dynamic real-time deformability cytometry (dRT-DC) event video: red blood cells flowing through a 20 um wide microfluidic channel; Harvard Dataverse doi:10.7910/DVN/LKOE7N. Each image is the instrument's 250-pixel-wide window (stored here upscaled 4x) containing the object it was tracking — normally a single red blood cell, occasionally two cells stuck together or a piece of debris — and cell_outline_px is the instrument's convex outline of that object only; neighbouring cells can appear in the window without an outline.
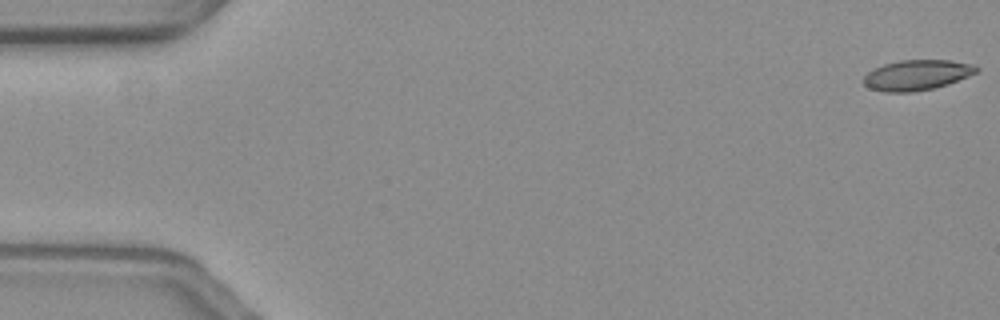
{"species": "common noctule bat (a hibernating species)", "species_latin": "Nyctalus noctula", "temperature_condition": "warm", "stored_images_in_passage": 58, "camera_frame_rate_fps": 3000, "um_per_image_px": 0.085, "animal": {"sex": "female", "body_mass_g": 19.3, "forearm_length_mm": 54.1}, "frame": {"image": 1, "passage_image": 1, "time_ms": 0.0, "image_size_px": [1000, 320], "cell_outline_px": [[980, 68], [976, 72], [968, 76], [948, 84], [932, 88], [912, 92], [884, 92], [868, 88], [864, 84], [864, 76], [872, 68], [884, 64], [900, 60], [952, 60], [976, 64]], "centroid_in_image_um": [77.94, 6.37], "position_along_channel_um": 7.1, "area_um2": 20.06}}
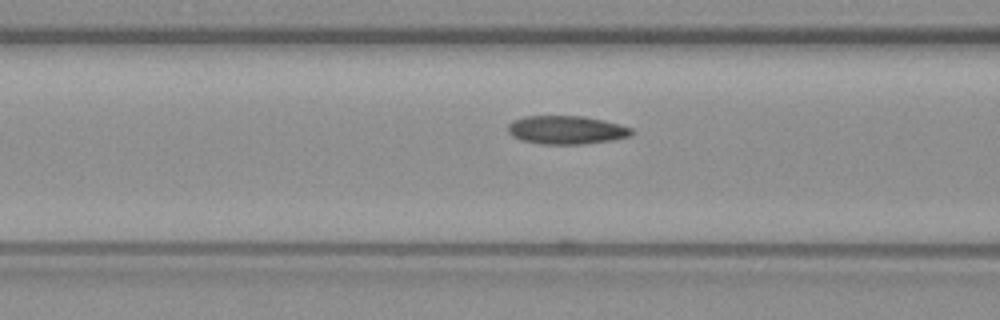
{"frame": {"image": 2, "passage_image": 23, "time_ms": 7.333, "image_size_px": [1000, 320], "cell_outline_px": [[632, 136], [612, 140], [580, 144], [540, 144], [520, 140], [512, 136], [508, 132], [508, 124], [512, 120], [524, 116], [584, 116], [604, 120], [620, 124], [632, 128]], "centroid_in_image_um": [48.13, 11.04], "position_along_channel_um": 118.5, "area_um2": 20.63}}
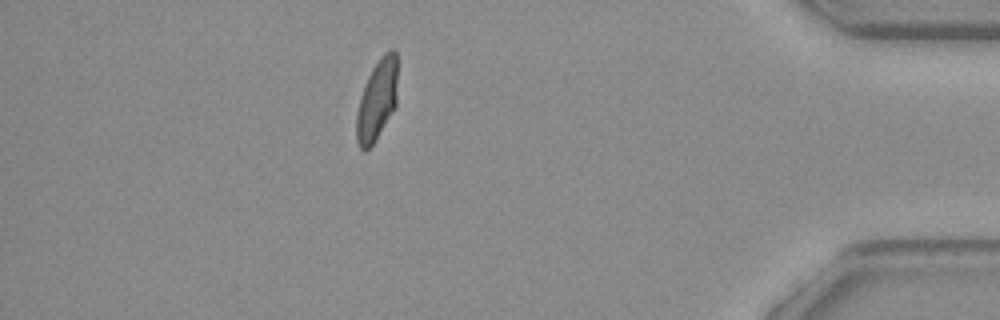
{"frame": {"image": 3, "passage_image": 51, "time_ms": 16.667, "image_size_px": [1000, 320], "cell_outline_px": [[396, 108], [376, 140], [364, 152], [360, 148], [356, 140], [356, 116], [360, 96], [364, 84], [372, 68], [380, 56], [384, 52], [392, 48], [396, 52]], "centroid_in_image_um": [32.03, 8.51], "position_along_channel_um": 403.2, "area_um2": 19.54}, "authors_computed_cell_mechanics": {"area_um2": 20.2011, "velocity_mm_per_s": 3.5698, "shape_relaxation_time_tau1_ms": 9.2131, "shape_relaxation_time_tau2_ms": 1.327, "deformation_change_tau1": 0.2431, "deformation_change_tau2": 0.0604}}